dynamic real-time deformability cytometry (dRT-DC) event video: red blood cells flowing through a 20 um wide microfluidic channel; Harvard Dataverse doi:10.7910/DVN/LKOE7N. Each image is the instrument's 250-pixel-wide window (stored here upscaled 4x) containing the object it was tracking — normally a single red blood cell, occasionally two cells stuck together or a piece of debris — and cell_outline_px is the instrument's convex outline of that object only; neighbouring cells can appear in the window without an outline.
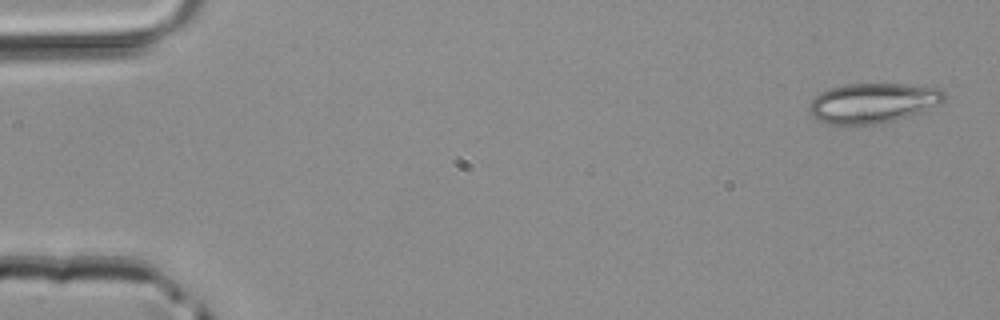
{"species": "common noctule bat (a hibernating species)", "species_latin": "Nyctalus noctula", "temperature_condition": "room temperature", "stored_images_in_passage": 3, "camera_frame_rate_fps": 3000, "um_per_image_px": 0.085, "animal": {"sex": "male", "body_mass_g": 20.4}, "frame": {"image": 1, "passage_image": 1, "time_ms": 0.0, "image_size_px": [1000, 320], "cell_outline_px": [[948, 96], [940, 104], [924, 112], [884, 124], [828, 124], [816, 120], [808, 112], [808, 104], [820, 92], [828, 88], [844, 84], [908, 84], [940, 88]], "centroid_in_image_um": [74.22, 8.76], "position_along_channel_um": 10.8, "area_um2": 32.14}}
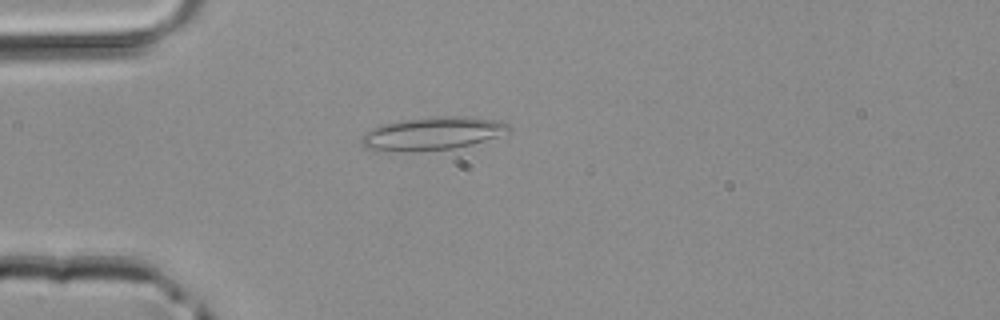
{"frame": {"image": 2, "passage_image": 3, "time_ms": 0.667, "image_size_px": [1000, 320], "cell_outline_px": [[512, 128], [508, 132], [472, 144], [452, 148], [364, 148], [360, 144], [360, 136], [364, 132], [372, 128], [384, 124], [400, 120], [436, 116], [468, 116], [492, 120], [508, 124]], "centroid_in_image_um": [36.78, 11.28], "position_along_channel_um": 48.2, "area_um2": 26.93}}